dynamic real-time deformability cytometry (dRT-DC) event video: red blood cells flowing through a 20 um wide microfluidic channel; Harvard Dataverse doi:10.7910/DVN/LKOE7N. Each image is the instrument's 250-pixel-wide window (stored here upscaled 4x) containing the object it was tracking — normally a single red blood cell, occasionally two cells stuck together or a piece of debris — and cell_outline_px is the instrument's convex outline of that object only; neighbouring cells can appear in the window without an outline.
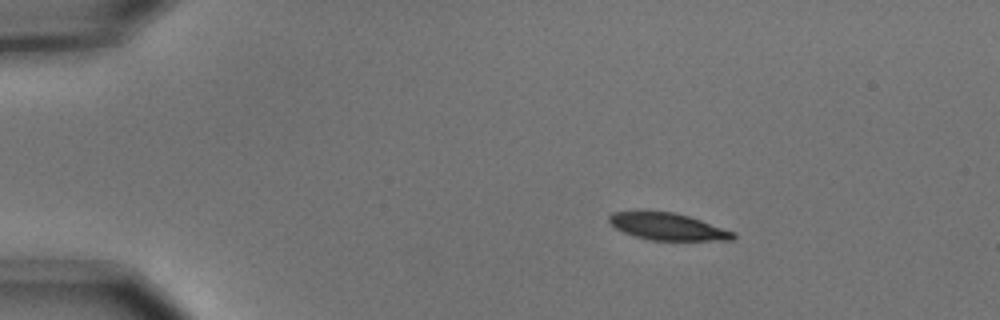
{"species": "common noctule bat (a hibernating species)", "species_latin": "Nyctalus noctula", "temperature_condition": "cold", "stored_images_in_passage": 3, "camera_frame_rate_fps": 3000, "um_per_image_px": 0.085, "animal": {"sex": "male", "body_mass_g": 15.6}, "frame": {"image": 1, "passage_image": 1, "time_ms": 0.0, "image_size_px": [1000, 320], "cell_outline_px": [[736, 236], [732, 240], [652, 240], [636, 236], [624, 232], [616, 228], [608, 220], [608, 216], [612, 212], [636, 208], [672, 212], [688, 216], [736, 232]], "centroid_in_image_um": [56.68, 19.21], "position_along_channel_um": 28.3, "area_um2": 20.0}}